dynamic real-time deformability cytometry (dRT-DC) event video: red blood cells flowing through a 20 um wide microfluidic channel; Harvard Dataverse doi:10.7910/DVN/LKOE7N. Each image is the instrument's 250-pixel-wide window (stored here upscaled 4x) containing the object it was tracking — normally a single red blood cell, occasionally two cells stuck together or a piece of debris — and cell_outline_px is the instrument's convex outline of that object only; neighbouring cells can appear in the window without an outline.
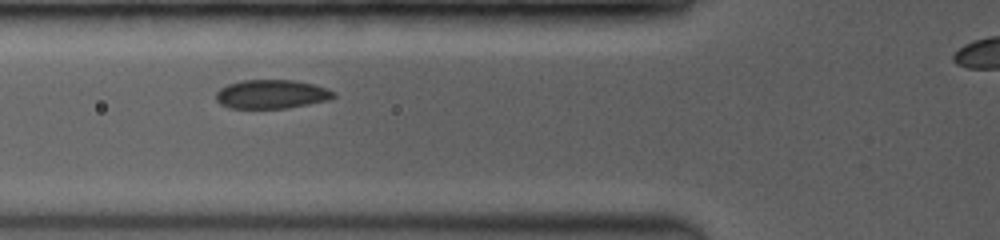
{"species": "common noctule bat (a hibernating species)", "species_latin": "Nyctalus noctula", "temperature_condition": "room temperature", "stored_images_in_passage": 5, "camera_frame_rate_fps": 3500, "um_per_image_px": 0.085, "animal": {"sex": "female", "body_mass_g": 19.0, "forearm_length_mm": 53.3}, "frame": {"image": 1, "passage_image": 4, "time_ms": 2.286, "image_size_px": [1000, 240], "cell_outline_px": [[336, 96], [328, 100], [288, 108], [228, 108], [220, 104], [216, 100], [216, 92], [220, 88], [228, 84], [240, 80], [292, 80], [312, 84], [336, 92]], "centroid_in_image_um": [23.05, 8.01], "position_along_channel_um": 102.8, "area_um2": 19.77}}
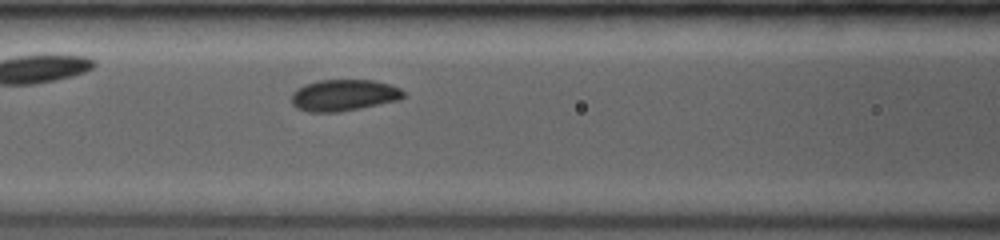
{"frame": {"image": 2, "passage_image": 5, "time_ms": 3.143, "image_size_px": [1000, 240], "cell_outline_px": [[404, 96], [400, 100], [340, 112], [308, 112], [296, 108], [292, 104], [292, 92], [296, 88], [304, 84], [320, 80], [376, 80], [400, 88], [404, 92]], "centroid_in_image_um": [29.2, 8.09], "position_along_channel_um": 137.4, "area_um2": 20.69}}